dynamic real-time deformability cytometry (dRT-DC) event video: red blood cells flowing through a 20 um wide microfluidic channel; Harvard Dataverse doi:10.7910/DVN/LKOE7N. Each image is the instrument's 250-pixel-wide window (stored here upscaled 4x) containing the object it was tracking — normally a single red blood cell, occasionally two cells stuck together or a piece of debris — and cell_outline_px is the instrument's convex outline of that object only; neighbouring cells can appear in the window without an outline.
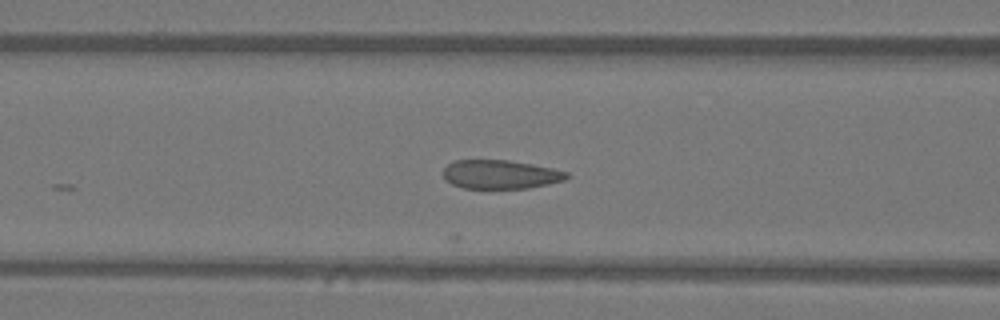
{"species": "Egyptian fruit bat (a non-hibernating species)", "species_latin": "Rousettus aegyptiacus", "temperature_condition": "warm", "stored_images_in_passage": 13, "camera_frame_rate_fps": 3000, "um_per_image_px": 0.085, "animal": {"sex": "female"}, "frame": {"image": 1, "passage_image": 6, "time_ms": 1.667, "image_size_px": [1000, 320], "cell_outline_px": [[572, 176], [564, 180], [548, 184], [528, 188], [464, 188], [452, 184], [444, 180], [444, 168], [452, 160], [508, 160], [532, 164], [552, 168], [568, 172]], "centroid_in_image_um": [42.54, 14.82], "position_along_channel_um": 124.1, "area_um2": 20.81}}
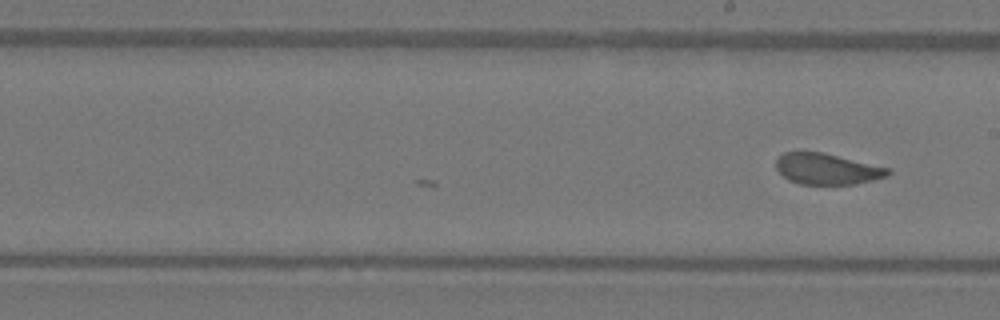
{"frame": {"image": 2, "passage_image": 13, "time_ms": 4.0, "image_size_px": [1000, 320], "cell_outline_px": [[892, 172], [888, 176], [856, 184], [800, 184], [788, 180], [776, 168], [776, 160], [784, 152], [824, 152], [892, 168]], "centroid_in_image_um": [70.35, 14.35], "position_along_channel_um": 218.6, "area_um2": 20.4}}